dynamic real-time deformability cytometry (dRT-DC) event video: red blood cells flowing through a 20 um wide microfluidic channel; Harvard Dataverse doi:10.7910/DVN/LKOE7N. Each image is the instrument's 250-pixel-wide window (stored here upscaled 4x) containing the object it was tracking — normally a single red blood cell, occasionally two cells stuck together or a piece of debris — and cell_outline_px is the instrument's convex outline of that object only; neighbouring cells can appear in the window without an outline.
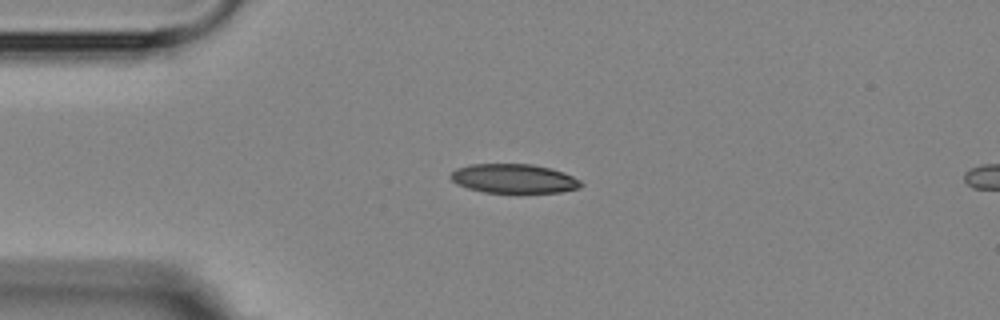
{"species": "Egyptian fruit bat (a non-hibernating species)", "species_latin": "Rousettus aegyptiacus", "temperature_condition": "room temperature", "stored_images_in_passage": 3, "segment_of_instrument_passage": [1, 2], "camera_frame_rate_fps": 3000, "um_per_image_px": 0.085, "animal": {"sex": "female"}, "frame": {"image": 1, "passage_image": 1, "time_ms": 0.0, "image_size_px": [1000, 320], "cell_outline_px": [[584, 184], [580, 188], [560, 192], [484, 192], [468, 188], [456, 184], [448, 176], [456, 168], [468, 164], [532, 164], [564, 172], [580, 180]], "centroid_in_image_um": [43.66, 15.17], "position_along_channel_um": 41.3, "area_um2": 22.14}}